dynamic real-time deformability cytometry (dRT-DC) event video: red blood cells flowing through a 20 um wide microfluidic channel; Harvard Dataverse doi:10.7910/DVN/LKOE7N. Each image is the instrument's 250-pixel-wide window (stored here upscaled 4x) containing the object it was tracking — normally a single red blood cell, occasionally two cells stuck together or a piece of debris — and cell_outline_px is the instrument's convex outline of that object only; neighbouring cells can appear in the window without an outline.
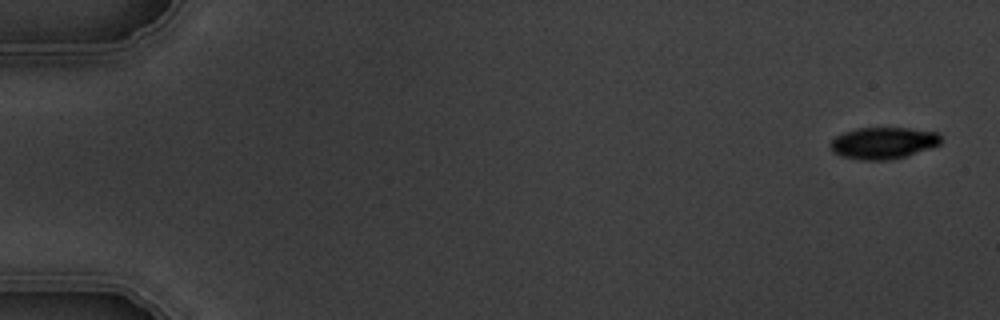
{"species": "common noctule bat (a hibernating species)", "species_latin": "Nyctalus noctula", "temperature_condition": "warm", "stored_images_in_passage": 15, "camera_frame_rate_fps": 3000, "um_per_image_px": 0.085, "animal": {"sex": "male", "body_mass_g": 19.5, "forearm_length_mm": 54.6}, "frame": {"image": 1, "passage_image": 1, "time_ms": 0.0, "image_size_px": [1000, 320], "cell_outline_px": [[940, 144], [932, 148], [904, 156], [888, 160], [860, 160], [840, 156], [832, 152], [832, 140], [836, 136], [844, 132], [856, 128], [908, 128], [936, 132], [940, 136]], "centroid_in_image_um": [75.07, 12.16], "position_along_channel_um": 9.9, "area_um2": 20.29}}
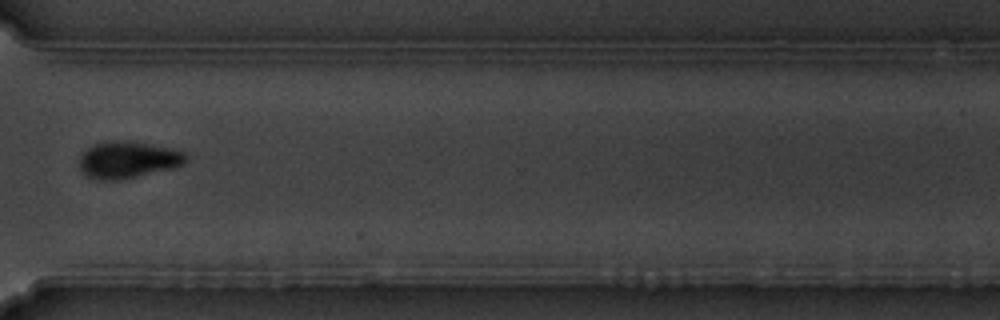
{"frame": {"image": 2, "passage_image": 12, "time_ms": 13.333, "image_size_px": [1000, 320], "cell_outline_px": [[188, 160], [184, 164], [176, 168], [124, 180], [100, 180], [88, 176], [80, 168], [80, 156], [92, 144], [104, 140], [124, 140], [172, 148], [184, 152], [188, 156]], "centroid_in_image_um": [10.91, 13.58], "position_along_channel_um": 359.7, "area_um2": 23.29}}
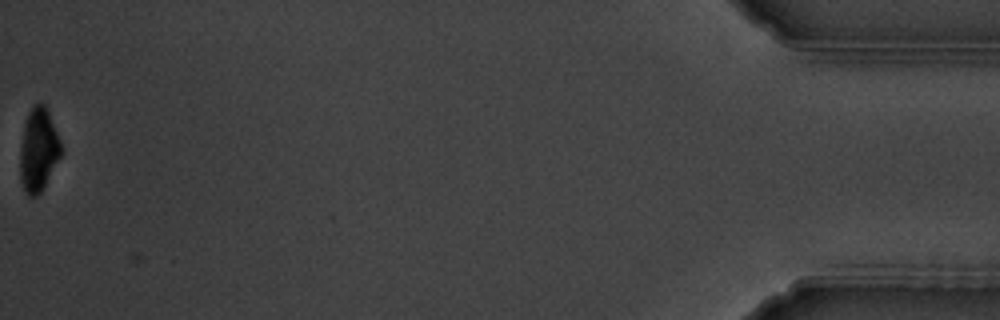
{"frame": {"image": 3, "passage_image": 15, "time_ms": 17.667, "image_size_px": [1000, 320], "cell_outline_px": [[64, 148], [60, 156], [40, 192], [36, 196], [28, 196], [24, 192], [20, 180], [20, 144], [24, 124], [28, 112], [32, 104], [44, 104], [48, 108]], "centroid_in_image_um": [3.27, 12.69], "position_along_channel_um": 431.9, "area_um2": 20.17}, "authors_computed_cell_mechanics": {"area_um2": 22.542, "velocity_mm_per_s": 3.7742, "shape_relaxation_time_tau1_ms": 2.4228, "shape_relaxation_time_tau2_ms": null, "deformation_change_tau1": 0.128, "deformation_change_tau2": null}}